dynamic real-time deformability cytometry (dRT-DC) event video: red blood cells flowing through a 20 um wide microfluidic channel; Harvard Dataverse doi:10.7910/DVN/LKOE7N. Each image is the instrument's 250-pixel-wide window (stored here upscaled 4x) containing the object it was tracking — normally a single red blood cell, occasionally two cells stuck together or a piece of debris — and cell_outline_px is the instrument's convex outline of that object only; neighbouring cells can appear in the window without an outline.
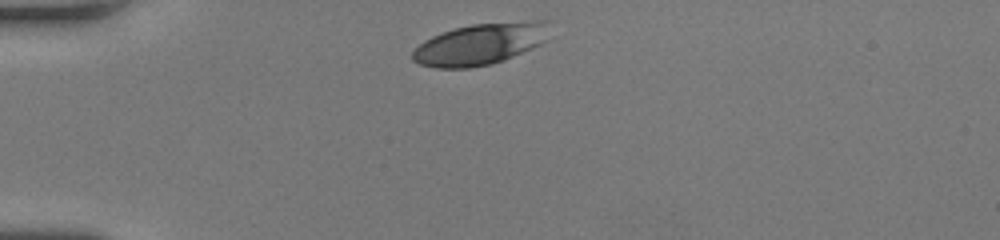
{"species": "human", "species_latin": "Homo sapiens", "temperature_condition": "room temperature", "stored_images_in_passage": 29, "camera_frame_rate_fps": 3000, "um_per_image_px": 0.085, "donor": {"sex": "female"}, "frame": {"image": 1, "passage_image": 1, "time_ms": 0.0, "image_size_px": [1000, 240], "cell_outline_px": [[552, 20], [548, 40], [532, 48], [504, 60], [492, 64], [472, 68], [436, 68], [420, 64], [412, 60], [412, 52], [424, 40], [432, 36], [456, 28], [472, 24], [532, 20]], "centroid_in_image_um": [40.89, 3.73], "position_along_channel_um": 44.1, "area_um2": 33.52}}
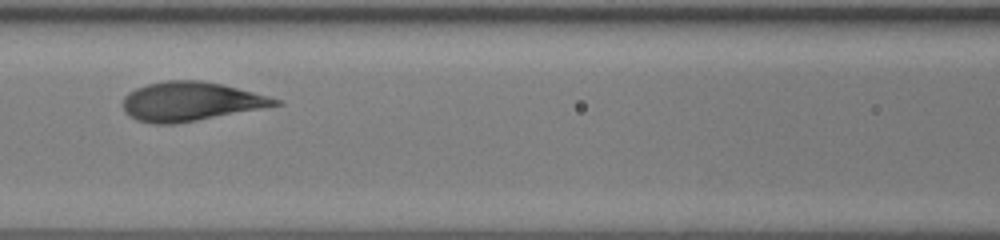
{"frame": {"image": 2, "passage_image": 11, "time_ms": 3.333, "image_size_px": [1000, 240], "cell_outline_px": [[284, 104], [196, 120], [172, 124], [156, 124], [136, 120], [128, 116], [124, 112], [124, 96], [128, 92], [136, 88], [148, 84], [164, 80], [200, 80], [220, 84], [268, 96], [280, 100]], "centroid_in_image_um": [16.15, 8.62], "position_along_channel_um": 150.4, "area_um2": 34.28}}
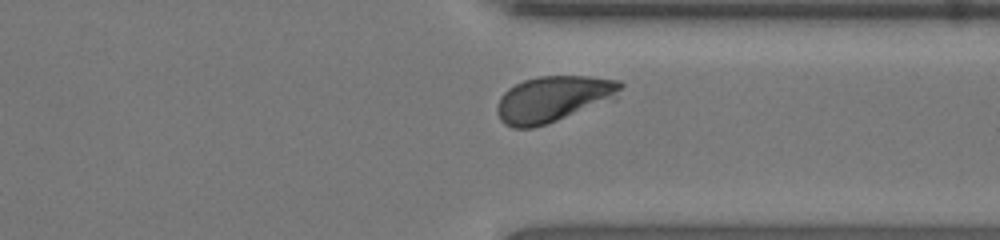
{"frame": {"image": 3, "passage_image": 26, "time_ms": 8.333, "image_size_px": [1000, 240], "cell_outline_px": [[624, 84], [616, 100], [532, 128], [512, 128], [504, 124], [500, 120], [496, 112], [496, 108], [500, 96], [508, 88], [524, 80], [540, 76], [588, 76], [620, 80]], "centroid_in_image_um": [47.06, 8.41], "position_along_channel_um": 364.3, "area_um2": 33.41}, "authors_computed_cell_mechanics": {"area_um2": 34.0442, "velocity_mm_per_s": 4.2591, "shape_relaxation_time_tau1_ms": 2.5333, "shape_relaxation_time_tau2_ms": null, "deformation_change_tau1": 0.1648, "deformation_change_tau2": null}}